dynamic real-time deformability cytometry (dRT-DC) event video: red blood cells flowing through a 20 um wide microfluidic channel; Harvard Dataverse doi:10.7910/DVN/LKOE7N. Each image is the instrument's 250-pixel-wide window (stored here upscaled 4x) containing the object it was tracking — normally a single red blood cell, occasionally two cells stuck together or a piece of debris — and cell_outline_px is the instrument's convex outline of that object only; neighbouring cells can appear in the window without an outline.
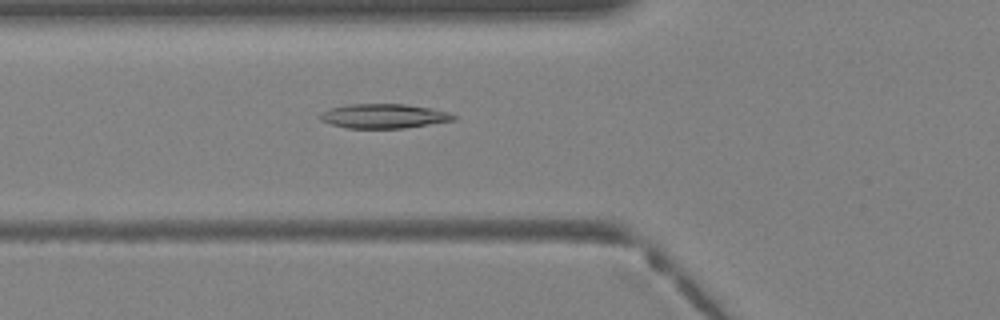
{"species": "Egyptian fruit bat (a non-hibernating species)", "species_latin": "Rousettus aegyptiacus", "temperature_condition": "warm", "stored_images_in_passage": 34, "camera_frame_rate_fps": 3000, "um_per_image_px": 0.085, "animal": {"sex": "female"}, "frame": {"image": 1, "passage_image": 9, "time_ms": 2.667, "image_size_px": [1000, 320], "cell_outline_px": [[456, 120], [404, 128], [348, 128], [332, 124], [320, 120], [316, 116], [320, 112], [328, 108], [348, 104], [408, 104], [432, 108], [448, 112], [456, 116]], "centroid_in_image_um": [32.59, 9.86], "position_along_channel_um": 93.2, "area_um2": 19.19}}
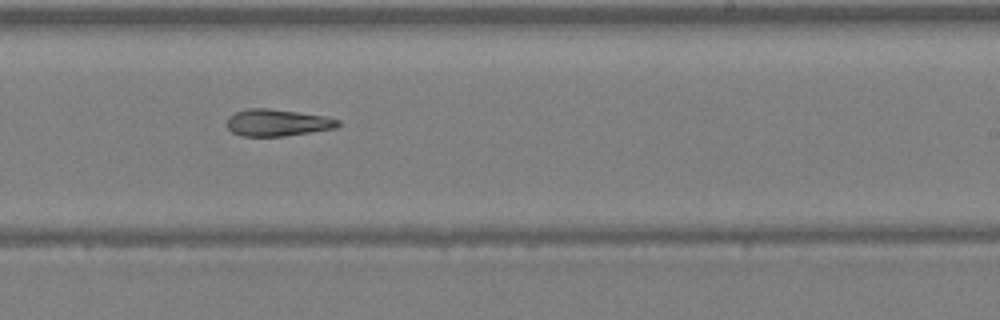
{"frame": {"image": 2, "passage_image": 19, "time_ms": 6.0, "image_size_px": [1000, 320], "cell_outline_px": [[340, 124], [336, 128], [284, 136], [240, 136], [232, 132], [228, 128], [228, 116], [236, 112], [248, 108], [268, 108], [300, 112], [324, 116], [340, 120]], "centroid_in_image_um": [23.57, 10.42], "position_along_channel_um": 265.4, "area_um2": 17.4}}
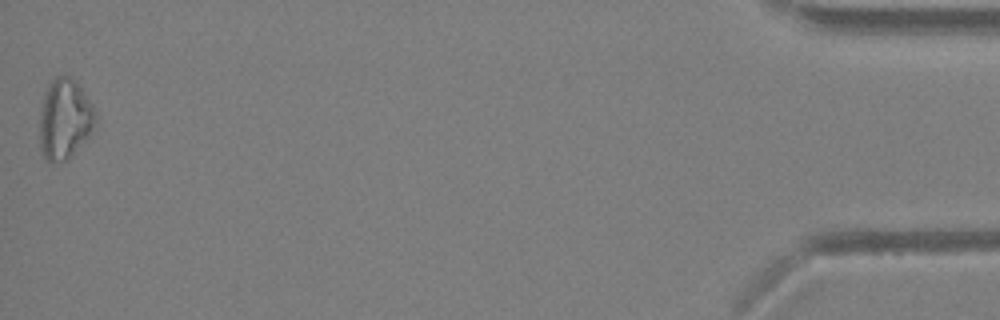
{"frame": {"image": 3, "passage_image": 34, "time_ms": 11.0, "image_size_px": [1000, 320], "cell_outline_px": [[96, 124], [88, 136], [72, 156], [68, 160], [52, 164], [44, 160], [40, 148], [40, 112], [44, 96], [48, 84], [56, 76], [68, 76], [76, 80], [92, 104], [96, 112]], "centroid_in_image_um": [5.5, 10.16], "position_along_channel_um": 429.7, "area_um2": 26.41}}